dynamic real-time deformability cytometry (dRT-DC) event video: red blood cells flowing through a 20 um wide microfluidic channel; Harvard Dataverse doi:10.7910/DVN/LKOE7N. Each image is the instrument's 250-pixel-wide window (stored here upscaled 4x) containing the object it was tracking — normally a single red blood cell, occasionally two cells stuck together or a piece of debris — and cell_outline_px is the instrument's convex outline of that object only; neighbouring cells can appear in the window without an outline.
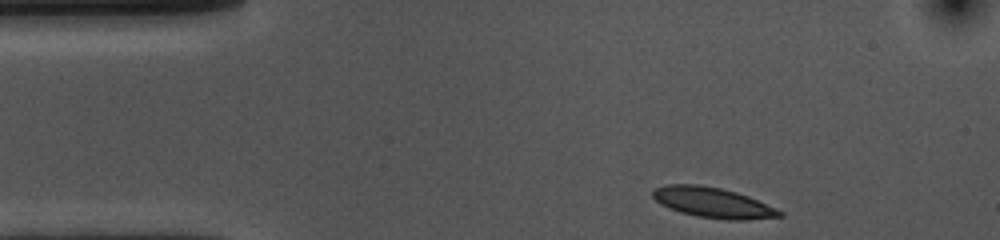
{"species": "common noctule bat (a hibernating species)", "species_latin": "Nyctalus noctula", "temperature_condition": "cold", "stored_images_in_passage": 37, "camera_frame_rate_fps": 3000, "um_per_image_px": 0.085, "animal": {"sex": "female", "body_mass_g": 10.0, "forearm_length_mm": 53.1}, "frame": {"image": 1, "passage_image": 1, "time_ms": 0.0, "image_size_px": [1000, 240], "cell_outline_px": [[784, 216], [748, 220], [728, 220], [696, 216], [680, 212], [660, 204], [652, 196], [652, 188], [668, 184], [696, 184], [720, 188], [736, 192], [748, 196], [776, 208], [784, 212]], "centroid_in_image_um": [60.59, 17.22], "position_along_channel_um": 24.4, "area_um2": 22.48}}
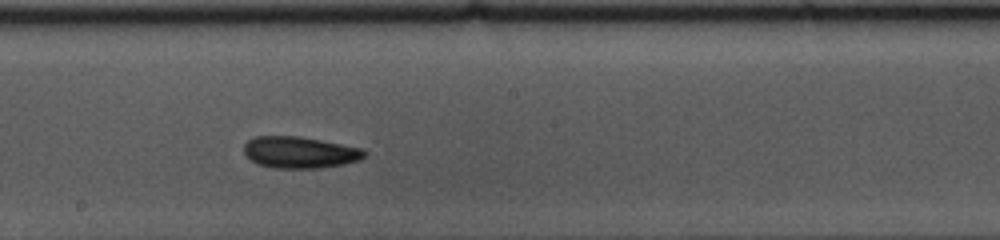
{"frame": {"image": 2, "passage_image": 22, "time_ms": 7.0, "image_size_px": [1000, 240], "cell_outline_px": [[368, 152], [360, 160], [344, 164], [320, 168], [272, 168], [256, 164], [244, 152], [244, 144], [248, 140], [256, 136], [300, 136], [364, 148]], "centroid_in_image_um": [25.51, 12.95], "position_along_channel_um": 222.7, "area_um2": 22.37}}
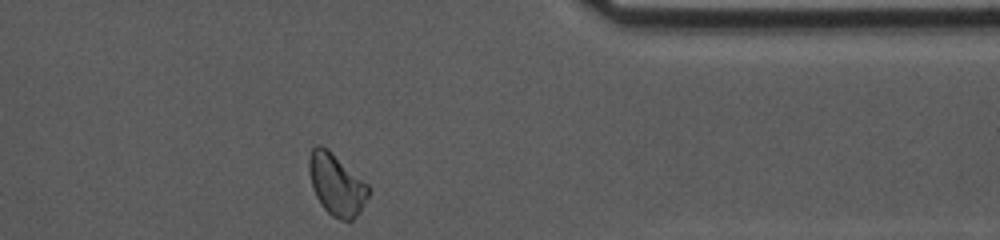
{"frame": {"image": 3, "passage_image": 37, "time_ms": 12.0, "image_size_px": [1000, 240], "cell_outline_px": [[368, 196], [360, 212], [348, 224], [332, 216], [320, 204], [312, 188], [308, 168], [308, 160], [312, 148], [316, 144], [320, 144], [328, 148], [368, 184]], "centroid_in_image_um": [28.58, 15.69], "position_along_channel_um": 382.8, "area_um2": 21.56}, "authors_computed_cell_mechanics": {"area_um2": 21.7328, "velocity_mm_per_s": 3.5653, "shape_relaxation_time_tau1_ms": 7.487, "shape_relaxation_time_tau2_ms": null, "deformation_change_tau1": 0.1138, "deformation_change_tau2": null}}